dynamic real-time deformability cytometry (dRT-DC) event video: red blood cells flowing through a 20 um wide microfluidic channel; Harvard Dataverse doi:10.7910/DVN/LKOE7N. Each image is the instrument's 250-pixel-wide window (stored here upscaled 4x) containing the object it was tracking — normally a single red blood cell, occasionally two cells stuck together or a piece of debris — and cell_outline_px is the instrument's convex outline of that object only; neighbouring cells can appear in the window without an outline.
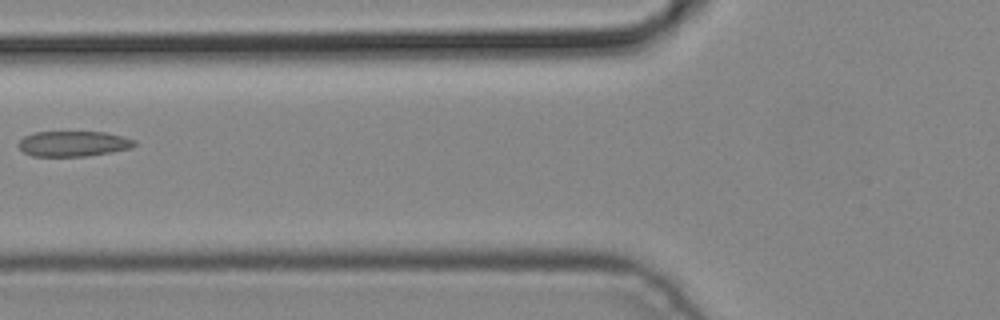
{"species": "common noctule bat (a hibernating species)", "species_latin": "Nyctalus noctula", "temperature_condition": "cold", "stored_images_in_passage": 5, "camera_frame_rate_fps": 3000, "um_per_image_px": 0.085, "animal": {"sex": "male", "body_mass_g": 19.2, "forearm_length_mm": 51.8}, "frame": {"image": 1, "passage_image": 5, "time_ms": 1.333, "image_size_px": [1000, 320], "cell_outline_px": [[136, 144], [132, 148], [112, 152], [84, 156], [32, 156], [24, 152], [16, 144], [24, 136], [36, 132], [104, 132], [136, 140]], "centroid_in_image_um": [6.22, 12.22], "position_along_channel_um": 119.6, "area_um2": 17.11}}